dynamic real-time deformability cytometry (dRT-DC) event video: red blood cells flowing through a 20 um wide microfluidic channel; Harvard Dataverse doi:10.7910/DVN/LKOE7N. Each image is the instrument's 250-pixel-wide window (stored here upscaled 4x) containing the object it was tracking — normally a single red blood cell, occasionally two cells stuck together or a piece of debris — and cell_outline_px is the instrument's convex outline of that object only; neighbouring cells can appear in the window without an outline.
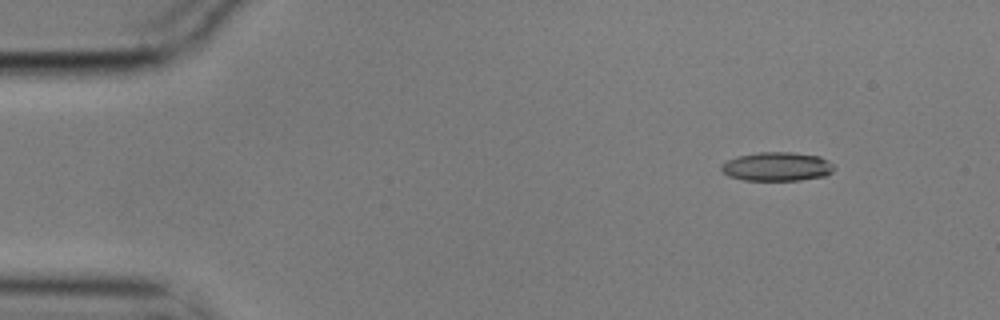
{"species": "common noctule bat (a hibernating species)", "species_latin": "Nyctalus noctula", "temperature_condition": "cold", "stored_images_in_passage": 5, "camera_frame_rate_fps": 3000, "um_per_image_px": 0.085, "animal": {"sex": "male", "body_mass_g": 17.9}, "frame": {"image": 1, "passage_image": 1, "time_ms": 0.0, "image_size_px": [1000, 320], "cell_outline_px": [[836, 168], [832, 172], [824, 176], [800, 180], [744, 180], [728, 176], [720, 168], [720, 164], [736, 156], [760, 152], [792, 152], [820, 156], [828, 160]], "centroid_in_image_um": [66.04, 14.15], "position_along_channel_um": 19.0, "area_um2": 19.07}}
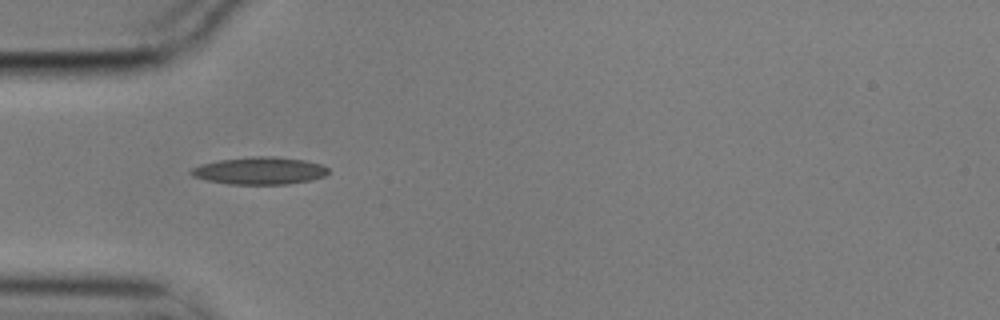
{"frame": {"image": 2, "passage_image": 4, "time_ms": 1.0, "image_size_px": [1000, 320], "cell_outline_px": [[328, 172], [324, 176], [312, 180], [284, 184], [228, 184], [208, 180], [192, 176], [188, 172], [192, 168], [200, 164], [220, 160], [252, 156], [272, 156], [304, 160], [320, 164], [328, 168]], "centroid_in_image_um": [22.05, 14.51], "position_along_channel_um": 63.0, "area_um2": 21.79}}
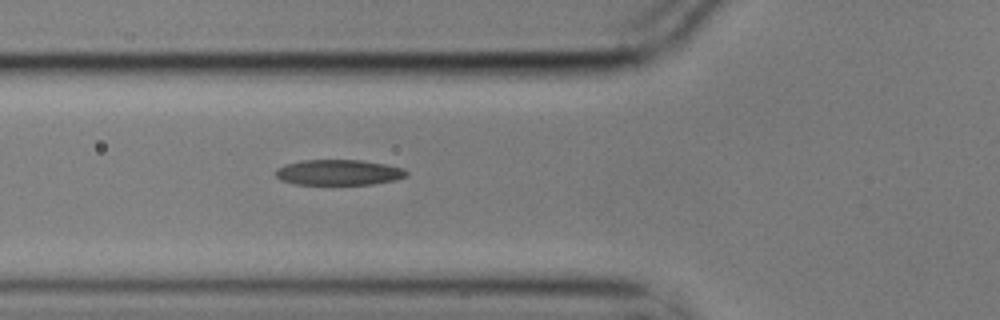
{"frame": {"image": 3, "passage_image": 5, "time_ms": 1.333, "image_size_px": [1000, 320], "cell_outline_px": [[408, 176], [396, 180], [372, 184], [296, 184], [280, 180], [276, 176], [276, 168], [284, 164], [300, 160], [360, 160], [384, 164], [404, 168], [408, 172]], "centroid_in_image_um": [28.78, 14.65], "position_along_channel_um": 97.0, "area_um2": 19.54}}